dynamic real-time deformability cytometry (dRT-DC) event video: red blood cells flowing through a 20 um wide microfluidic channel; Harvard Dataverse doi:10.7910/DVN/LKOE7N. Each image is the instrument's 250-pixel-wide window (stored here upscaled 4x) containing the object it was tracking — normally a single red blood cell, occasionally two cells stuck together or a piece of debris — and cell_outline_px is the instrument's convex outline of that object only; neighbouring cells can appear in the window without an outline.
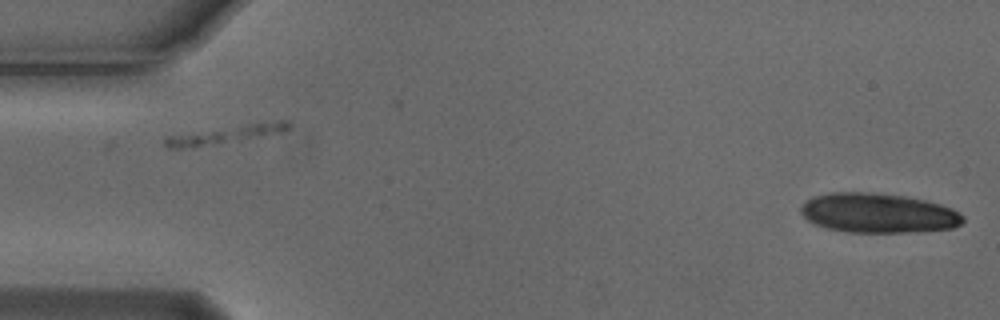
{"species": "Egyptian fruit bat (a non-hibernating species)", "species_latin": "Rousettus aegyptiacus", "temperature_condition": "cold", "stored_images_in_passage": 5, "segment_of_instrument_passage": [2, 2], "camera_frame_rate_fps": 3000, "um_per_image_px": 0.085, "animal": {"sex": "male"}, "frame": {"image": 1, "passage_image": 5, "time_ms": 1.333, "image_size_px": [1000, 320], "cell_outline_px": [[964, 220], [960, 224], [952, 228], [908, 232], [848, 232], [828, 228], [816, 224], [808, 220], [800, 212], [800, 208], [812, 196], [828, 192], [868, 192], [904, 196], [924, 200], [940, 204], [952, 208], [964, 216]], "centroid_in_image_um": [74.63, 18.1], "position_along_channel_um": 10.4, "area_um2": 37.22}}